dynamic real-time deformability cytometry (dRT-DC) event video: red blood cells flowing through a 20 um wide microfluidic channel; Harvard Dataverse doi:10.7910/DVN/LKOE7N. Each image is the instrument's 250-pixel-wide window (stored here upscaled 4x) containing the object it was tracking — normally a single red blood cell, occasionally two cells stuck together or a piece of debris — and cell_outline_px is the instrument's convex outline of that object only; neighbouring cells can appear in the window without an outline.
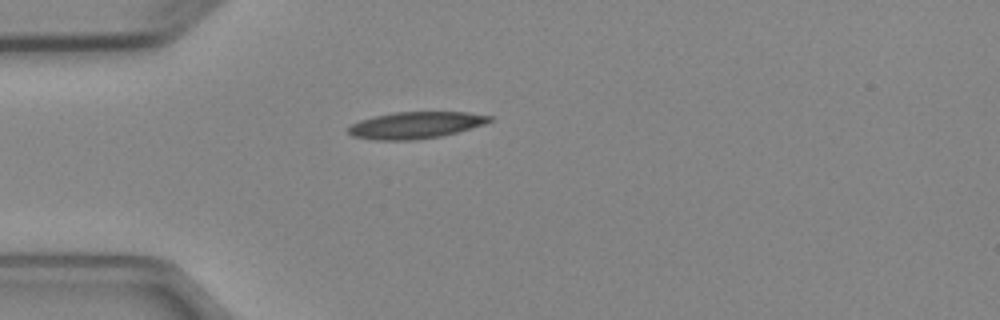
{"species": "Egyptian fruit bat (a non-hibernating species)", "species_latin": "Rousettus aegyptiacus", "temperature_condition": "cold", "stored_images_in_passage": 1, "camera_frame_rate_fps": 3000, "um_per_image_px": 0.085, "animal": {"sex": "female"}, "frame": {"image": 1, "passage_image": 1, "time_ms": 0.0, "image_size_px": [1000, 320], "cell_outline_px": [[492, 120], [484, 124], [456, 132], [440, 136], [412, 140], [376, 140], [352, 136], [348, 132], [348, 128], [352, 124], [360, 120], [392, 112], [468, 112], [492, 116]], "centroid_in_image_um": [35.32, 10.63], "position_along_channel_um": 49.7, "area_um2": 21.79}}